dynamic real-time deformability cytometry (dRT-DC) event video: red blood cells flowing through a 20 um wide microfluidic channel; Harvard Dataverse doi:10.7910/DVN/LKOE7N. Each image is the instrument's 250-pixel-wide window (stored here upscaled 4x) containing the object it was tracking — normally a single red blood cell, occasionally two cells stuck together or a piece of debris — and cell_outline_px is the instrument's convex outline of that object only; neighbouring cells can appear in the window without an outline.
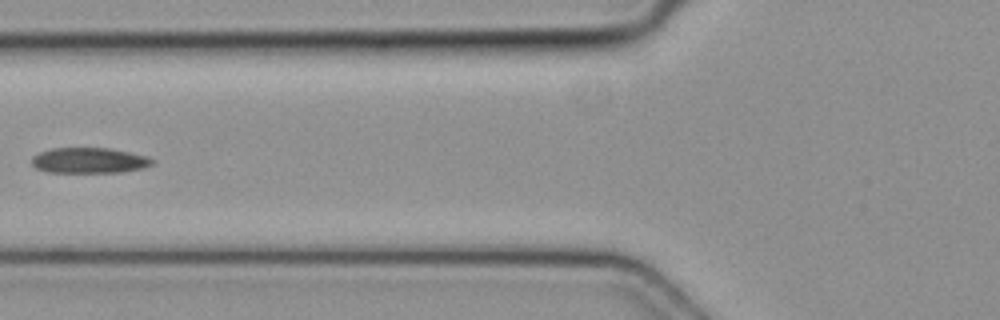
{"species": "common noctule bat (a hibernating species)", "species_latin": "Nyctalus noctula", "temperature_condition": "cold", "stored_images_in_passage": 5, "camera_frame_rate_fps": 3000, "um_per_image_px": 0.085, "animal": {"sex": "female", "body_mass_g": 19.3, "forearm_length_mm": 54.1}, "frame": {"image": 1, "passage_image": 5, "time_ms": 1.333, "image_size_px": [1000, 320], "cell_outline_px": [[152, 164], [144, 168], [120, 172], [48, 172], [36, 168], [32, 164], [32, 156], [40, 152], [52, 148], [108, 148], [148, 156], [152, 160]], "centroid_in_image_um": [7.56, 13.64], "position_along_channel_um": 118.2, "area_um2": 17.8}}